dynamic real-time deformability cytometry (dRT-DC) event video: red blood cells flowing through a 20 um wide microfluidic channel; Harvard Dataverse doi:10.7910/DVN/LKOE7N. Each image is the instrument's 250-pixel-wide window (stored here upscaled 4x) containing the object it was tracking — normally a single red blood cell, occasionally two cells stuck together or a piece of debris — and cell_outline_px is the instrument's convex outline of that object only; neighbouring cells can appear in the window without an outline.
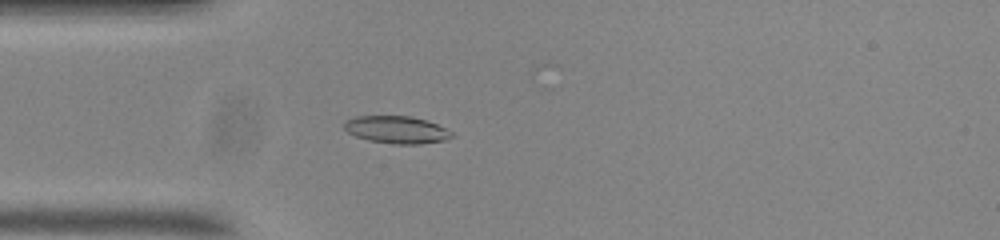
{"species": "common noctule bat (a hibernating species)", "species_latin": "Nyctalus noctula", "temperature_condition": "room temperature", "stored_images_in_passage": 44, "camera_frame_rate_fps": 3000, "um_per_image_px": 0.085, "animal": {"sex": "male", "body_mass_g": 20.0, "forearm_length_mm": 53.3}, "frame": {"image": 1, "passage_image": 3, "time_ms": 0.667, "image_size_px": [1000, 240], "cell_outline_px": [[456, 136], [444, 140], [420, 144], [392, 144], [368, 140], [356, 136], [348, 132], [344, 128], [344, 124], [348, 120], [356, 116], [412, 116], [436, 124], [452, 132]], "centroid_in_image_um": [33.72, 11.03], "position_along_channel_um": 51.3, "area_um2": 17.05}}
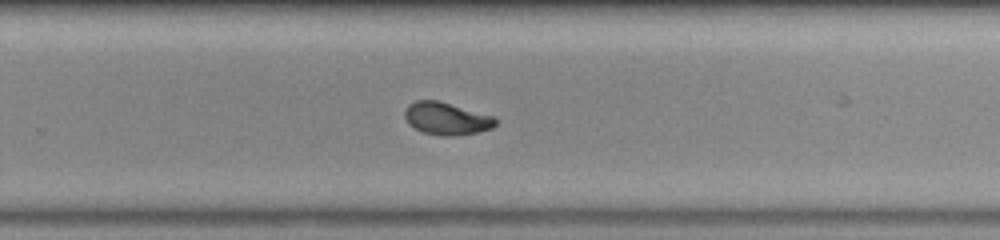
{"frame": {"image": 2, "passage_image": 23, "time_ms": 7.333, "image_size_px": [1000, 240], "cell_outline_px": [[496, 124], [492, 128], [476, 132], [456, 136], [444, 136], [424, 132], [408, 124], [404, 116], [404, 112], [408, 104], [416, 100], [436, 100], [496, 116]], "centroid_in_image_um": [37.96, 10.07], "position_along_channel_um": 291.8, "area_um2": 17.17}}
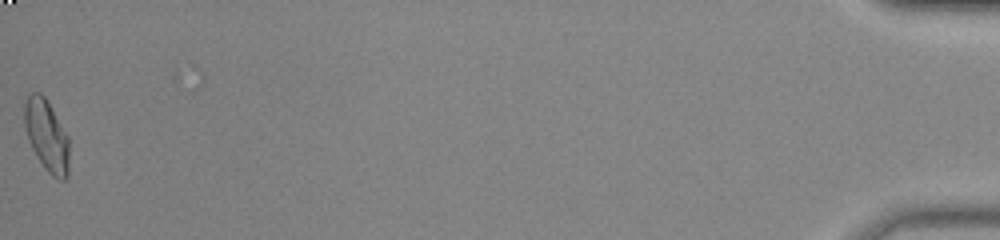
{"frame": {"image": 3, "passage_image": 43, "time_ms": 14.0, "image_size_px": [1000, 240], "cell_outline_px": [[68, 176], [64, 180], [60, 180], [52, 176], [44, 168], [36, 156], [28, 140], [24, 124], [24, 104], [28, 96], [32, 92], [40, 92], [44, 96], [68, 136]], "centroid_in_image_um": [3.95, 11.54], "position_along_channel_um": 431.3, "area_um2": 18.55}, "authors_computed_cell_mechanics": {"area_um2": 17.1088, "velocity_mm_per_s": 3.7042, "shape_relaxation_time_tau1_ms": 4.4881, "shape_relaxation_time_tau2_ms": 1.2466, "deformation_change_tau1": 0.1499, "deformation_change_tau2": 0.0525}}